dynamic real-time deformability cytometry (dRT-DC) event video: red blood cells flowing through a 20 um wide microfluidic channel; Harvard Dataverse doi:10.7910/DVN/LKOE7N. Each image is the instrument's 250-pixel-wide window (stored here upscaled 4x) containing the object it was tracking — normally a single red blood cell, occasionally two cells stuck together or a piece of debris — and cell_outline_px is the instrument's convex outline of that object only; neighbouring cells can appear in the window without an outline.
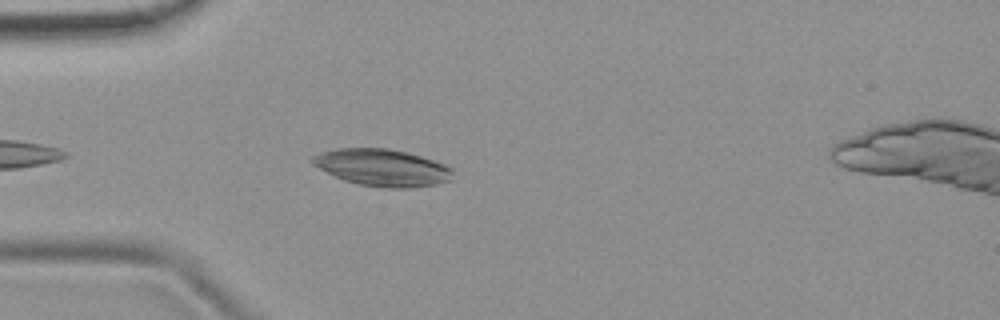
{"species": "common noctule bat (a hibernating species)", "species_latin": "Nyctalus noctula", "temperature_condition": "room temperature", "stored_images_in_passage": 24, "camera_frame_rate_fps": 3000, "um_per_image_px": 0.085, "animal": {"sex": "female", "body_mass_g": 19.9}, "frame": {"image": 1, "passage_image": 4, "time_ms": 1.0, "image_size_px": [1000, 320], "cell_outline_px": [[452, 172], [448, 180], [436, 184], [408, 188], [388, 188], [360, 184], [344, 180], [312, 164], [308, 160], [312, 156], [320, 152], [336, 148], [388, 148], [408, 152], [444, 164], [452, 168]], "centroid_in_image_um": [32.45, 14.23], "position_along_channel_um": 52.6, "area_um2": 30.0}}